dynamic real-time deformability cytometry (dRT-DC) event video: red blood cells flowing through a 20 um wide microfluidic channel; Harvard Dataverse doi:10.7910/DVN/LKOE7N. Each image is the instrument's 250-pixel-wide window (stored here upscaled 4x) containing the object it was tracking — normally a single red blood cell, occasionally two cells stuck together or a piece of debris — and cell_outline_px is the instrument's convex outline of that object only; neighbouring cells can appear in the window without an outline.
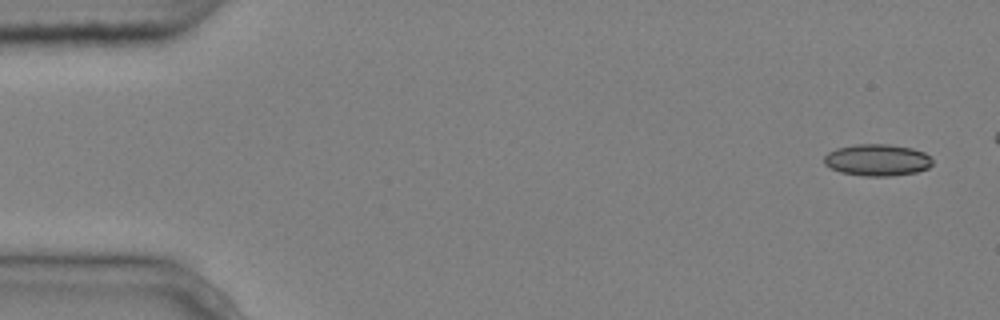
{"species": "common noctule bat (a hibernating species)", "species_latin": "Nyctalus noctula", "temperature_condition": "cold", "stored_images_in_passage": 7, "camera_frame_rate_fps": 3000, "um_per_image_px": 0.085, "animal": {"sex": "male", "body_mass_g": 20.4}, "frame": {"image": 1, "passage_image": 1, "time_ms": 0.0, "image_size_px": [1000, 320], "cell_outline_px": [[932, 164], [928, 168], [916, 172], [892, 176], [864, 176], [840, 172], [824, 164], [824, 156], [828, 152], [836, 148], [856, 144], [888, 144], [912, 148], [924, 152], [932, 160]], "centroid_in_image_um": [74.55, 13.6], "position_along_channel_um": 10.4, "area_um2": 20.06}}
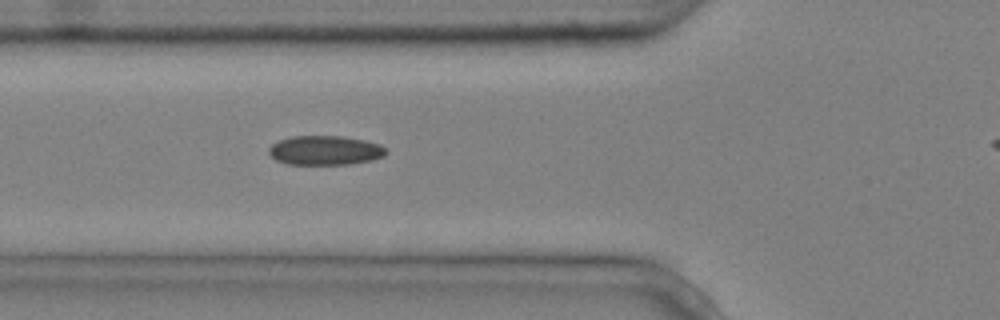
{"frame": {"image": 2, "passage_image": 6, "time_ms": 1.667, "image_size_px": [1000, 320], "cell_outline_px": [[388, 152], [384, 156], [372, 160], [348, 164], [288, 164], [276, 160], [268, 152], [268, 148], [272, 144], [280, 140], [292, 136], [344, 136], [364, 140], [380, 144]], "centroid_in_image_um": [27.64, 12.77], "position_along_channel_um": 98.2, "area_um2": 20.0}}